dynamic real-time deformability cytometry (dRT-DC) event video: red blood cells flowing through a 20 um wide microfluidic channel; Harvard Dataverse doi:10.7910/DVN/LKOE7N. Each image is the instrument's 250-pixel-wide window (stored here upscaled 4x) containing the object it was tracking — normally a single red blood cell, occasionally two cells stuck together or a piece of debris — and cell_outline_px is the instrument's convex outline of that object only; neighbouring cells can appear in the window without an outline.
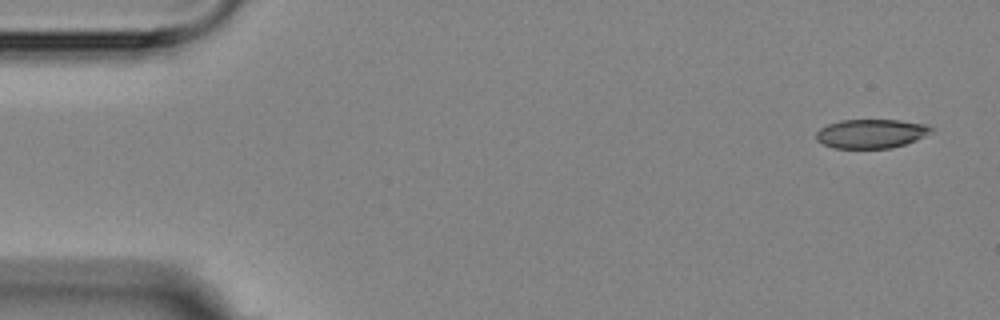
{"species": "Egyptian fruit bat (a non-hibernating species)", "species_latin": "Rousettus aegyptiacus", "temperature_condition": "room temperature", "stored_images_in_passage": 6, "camera_frame_rate_fps": 3000, "um_per_image_px": 0.085, "animal": {"sex": "female"}, "frame": {"image": 1, "passage_image": 1, "time_ms": 0.0, "image_size_px": [1000, 320], "cell_outline_px": [[932, 132], [916, 140], [892, 148], [832, 148], [816, 140], [816, 132], [820, 128], [828, 124], [840, 120], [900, 120], [928, 124], [932, 128]], "centroid_in_image_um": [74.04, 11.35], "position_along_channel_um": 11.0, "area_um2": 19.54}}
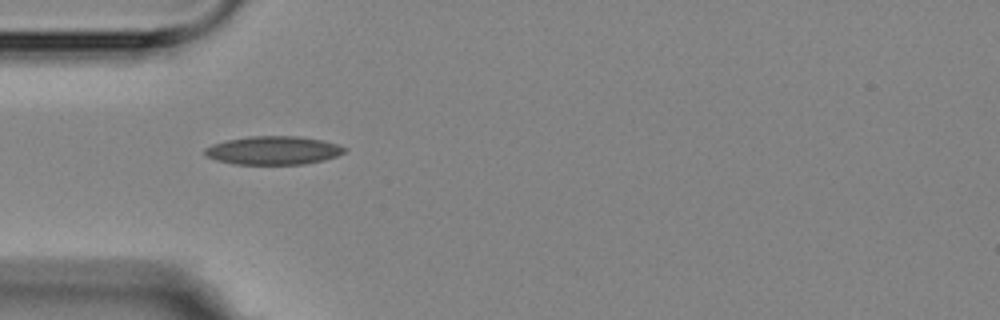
{"frame": {"image": 2, "passage_image": 5, "time_ms": 4.667, "image_size_px": [1000, 320], "cell_outline_px": [[348, 148], [344, 152], [336, 156], [324, 160], [304, 164], [232, 164], [216, 160], [204, 156], [204, 148], [212, 144], [228, 140], [248, 136], [300, 136], [320, 140], [336, 144]], "centroid_in_image_um": [23.19, 12.78], "position_along_channel_um": 61.8, "area_um2": 23.18}}
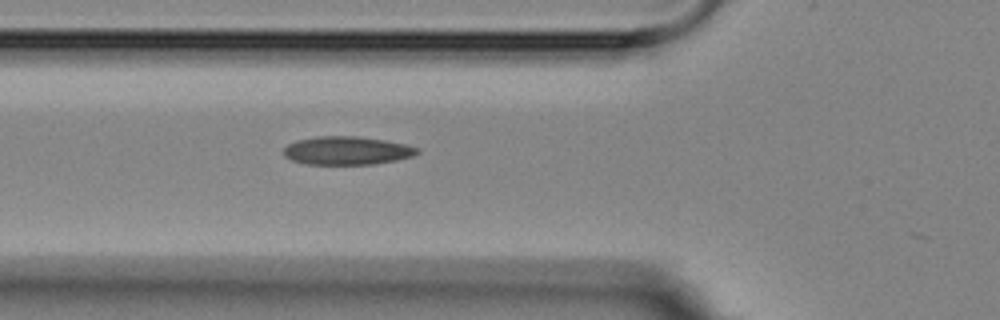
{"frame": {"image": 3, "passage_image": 6, "time_ms": 5.667, "image_size_px": [1000, 320], "cell_outline_px": [[420, 152], [412, 156], [396, 160], [372, 164], [308, 164], [292, 160], [284, 156], [284, 148], [288, 144], [296, 140], [316, 136], [360, 136], [384, 140], [404, 144], [420, 148]], "centroid_in_image_um": [29.49, 12.79], "position_along_channel_um": 96.3, "area_um2": 22.02}}